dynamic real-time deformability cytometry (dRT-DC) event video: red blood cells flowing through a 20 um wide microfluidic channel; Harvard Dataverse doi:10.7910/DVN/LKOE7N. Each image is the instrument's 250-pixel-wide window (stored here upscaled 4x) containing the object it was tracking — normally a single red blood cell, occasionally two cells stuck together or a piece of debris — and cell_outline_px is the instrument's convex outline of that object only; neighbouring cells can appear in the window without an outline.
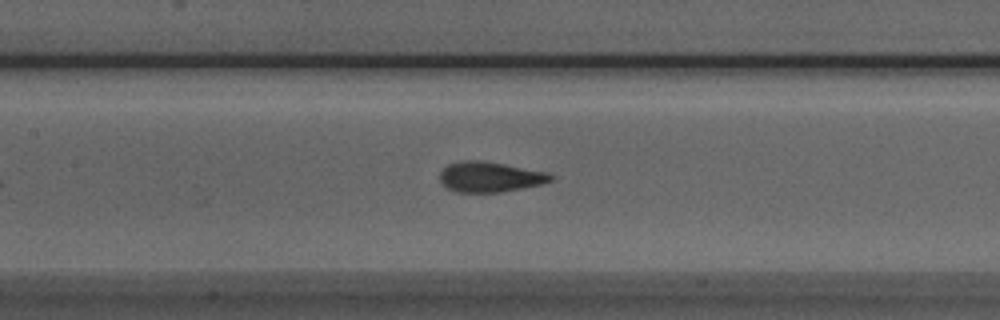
{"species": "Egyptian fruit bat (a non-hibernating species)", "species_latin": "Rousettus aegyptiacus", "temperature_condition": "room temperature", "stored_images_in_passage": 39, "camera_frame_rate_fps": 3000, "um_per_image_px": 0.085, "animal": {"sex": "male"}, "frame": {"image": 1, "passage_image": 13, "time_ms": 4.0, "image_size_px": [1000, 320], "cell_outline_px": [[556, 176], [552, 180], [540, 184], [500, 192], [456, 192], [448, 188], [440, 180], [440, 172], [448, 164], [460, 160], [484, 160], [548, 172]], "centroid_in_image_um": [41.65, 15.02], "position_along_channel_um": 165.8, "area_um2": 19.59}}
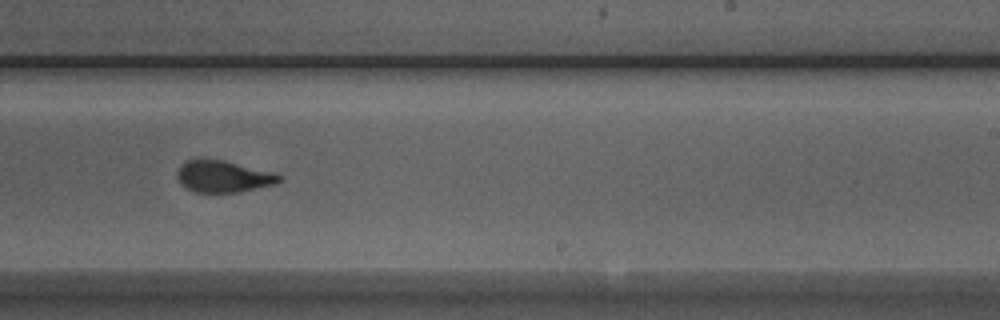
{"frame": {"image": 2, "passage_image": 21, "time_ms": 6.667, "image_size_px": [1000, 320], "cell_outline_px": [[284, 180], [276, 184], [240, 192], [196, 192], [184, 188], [180, 184], [176, 176], [176, 172], [180, 164], [188, 160], [224, 160], [276, 172], [284, 176]], "centroid_in_image_um": [19.03, 15.01], "position_along_channel_um": 270.0, "area_um2": 19.25}}
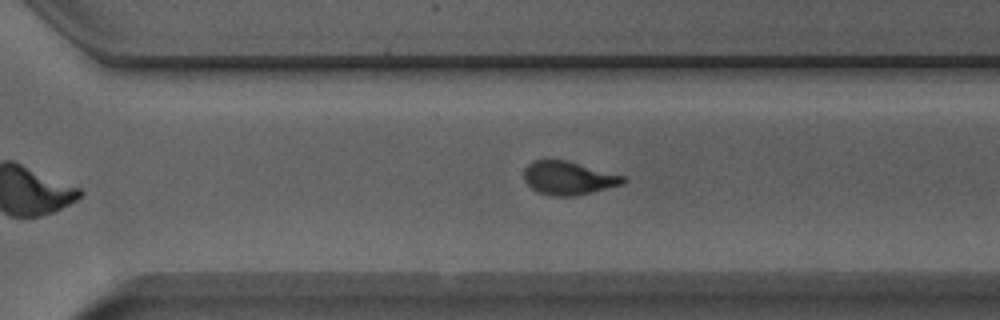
{"frame": {"image": 3, "passage_image": 25, "time_ms": 8.0, "image_size_px": [1000, 320], "cell_outline_px": [[628, 180], [624, 184], [576, 196], [552, 196], [540, 192], [532, 188], [524, 180], [524, 168], [532, 160], [568, 160], [624, 176]], "centroid_in_image_um": [48.33, 15.13], "position_along_channel_um": 322.3, "area_um2": 19.36}, "authors_computed_cell_mechanics": {"area_um2": 19.8832, "velocity_mm_per_s": 3.93, "shape_relaxation_time_tau1_ms": 5.1733, "shape_relaxation_time_tau2_ms": 0.7988, "deformation_change_tau1": 0.1755, "deformation_change_tau2": 0.0743}}